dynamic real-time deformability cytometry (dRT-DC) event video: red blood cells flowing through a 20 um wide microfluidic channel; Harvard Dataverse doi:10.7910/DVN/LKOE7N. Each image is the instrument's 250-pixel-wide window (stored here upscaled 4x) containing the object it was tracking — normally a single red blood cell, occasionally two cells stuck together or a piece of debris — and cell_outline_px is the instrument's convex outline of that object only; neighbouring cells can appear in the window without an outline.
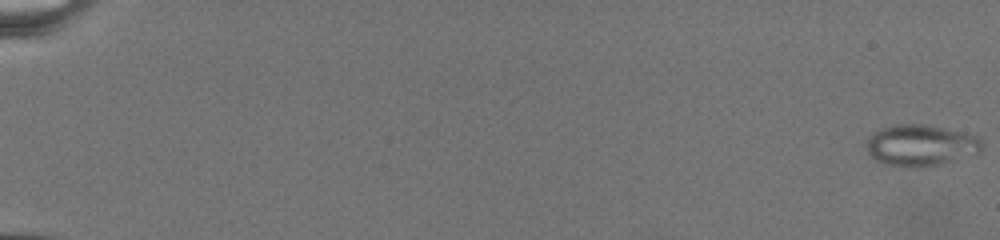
{"species": "common noctule bat (a hibernating species)", "species_latin": "Nyctalus noctula", "temperature_condition": "warm", "stored_images_in_passage": 67, "camera_frame_rate_fps": 3000, "um_per_image_px": 0.085, "animal": {"sex": "female", "body_mass_g": 19.5, "forearm_length_mm": 54.1}, "frame": {"image": 1, "passage_image": 1, "time_ms": 0.0, "image_size_px": [1000, 240], "cell_outline_px": [[984, 148], [980, 152], [956, 160], [936, 164], [884, 164], [876, 160], [868, 152], [868, 136], [872, 132], [896, 124], [924, 124], [964, 132], [980, 136], [984, 144]], "centroid_in_image_um": [78.33, 12.29], "position_along_channel_um": 6.7, "area_um2": 27.11}}
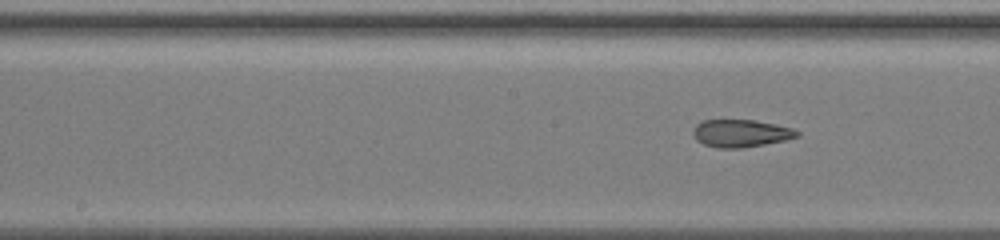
{"frame": {"image": 2, "passage_image": 38, "time_ms": 13.667, "image_size_px": [1000, 240], "cell_outline_px": [[800, 136], [784, 140], [744, 148], [716, 148], [704, 144], [696, 140], [692, 132], [692, 128], [696, 124], [704, 120], [756, 120], [776, 124], [792, 128], [800, 132]], "centroid_in_image_um": [62.96, 11.33], "position_along_channel_um": 185.2, "area_um2": 16.82}}
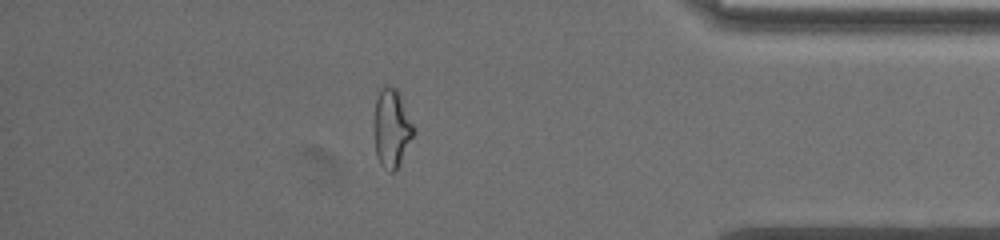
{"frame": {"image": 3, "passage_image": 60, "time_ms": 22.0, "image_size_px": [1000, 240], "cell_outline_px": [[412, 136], [396, 168], [392, 172], [388, 172], [380, 164], [376, 152], [376, 100], [380, 88], [384, 84], [388, 84], [396, 88], [400, 96], [412, 124]], "centroid_in_image_um": [33.27, 10.85], "position_along_channel_um": 401.9, "area_um2": 16.94}}